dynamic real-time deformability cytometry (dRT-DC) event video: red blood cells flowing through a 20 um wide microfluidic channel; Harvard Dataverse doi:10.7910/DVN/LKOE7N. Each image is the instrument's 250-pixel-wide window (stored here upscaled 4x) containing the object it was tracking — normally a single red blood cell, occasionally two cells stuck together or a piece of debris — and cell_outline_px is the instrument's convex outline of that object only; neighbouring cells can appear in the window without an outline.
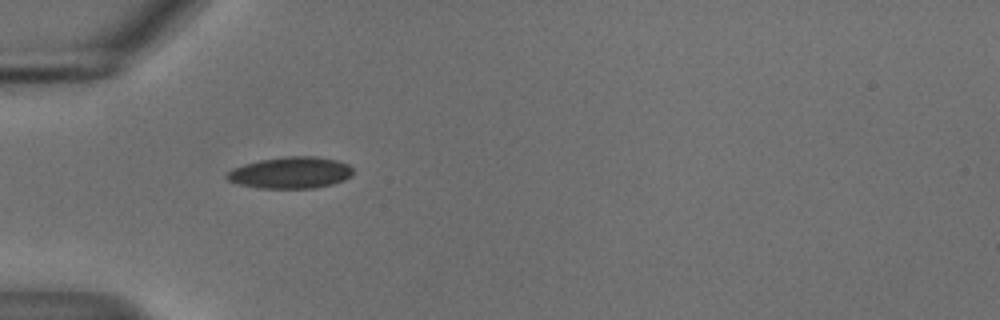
{"species": "common noctule bat (a hibernating species)", "species_latin": "Nyctalus noctula", "temperature_condition": "cold", "stored_images_in_passage": 36, "camera_frame_rate_fps": 3000, "um_per_image_px": 0.085, "animal": {"sex": "male", "body_mass_g": 18.8}, "frame": {"image": 1, "passage_image": 1, "time_ms": 0.0, "image_size_px": [1000, 320], "cell_outline_px": [[352, 176], [344, 180], [332, 184], [316, 188], [260, 188], [240, 184], [228, 180], [224, 176], [232, 168], [244, 164], [260, 160], [284, 156], [316, 156], [336, 160], [348, 164], [352, 168]], "centroid_in_image_um": [24.71, 14.67], "position_along_channel_um": 60.3, "area_um2": 23.24}}
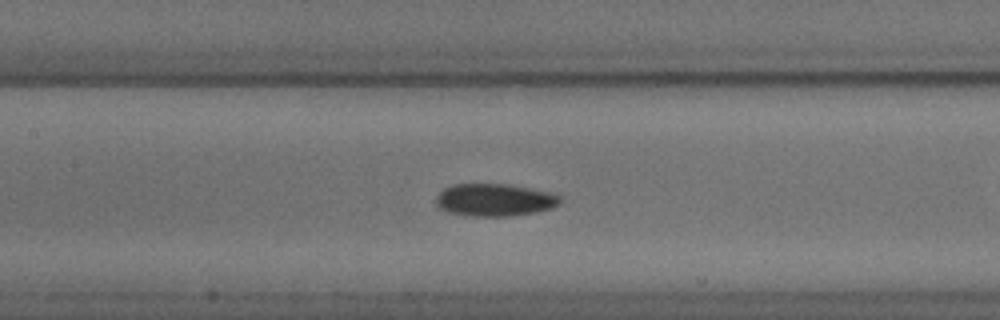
{"frame": {"image": 2, "passage_image": 6, "time_ms": 1.667, "image_size_px": [1000, 320], "cell_outline_px": [[560, 204], [552, 208], [536, 212], [508, 216], [464, 216], [444, 212], [436, 204], [436, 196], [444, 188], [452, 184], [508, 184], [548, 192], [560, 196]], "centroid_in_image_um": [41.99, 17.0], "position_along_channel_um": 165.4, "area_um2": 23.64}, "authors_computed_cell_mechanics": {"area_um2": 22.6865, "velocity_mm_per_s": 3.6839, "shape_relaxation_time_tau1_ms": 6.6715, "shape_relaxation_time_tau2_ms": 5.9421, "deformation_change_tau1": 0.1054, "deformation_change_tau2": 0.0918}}